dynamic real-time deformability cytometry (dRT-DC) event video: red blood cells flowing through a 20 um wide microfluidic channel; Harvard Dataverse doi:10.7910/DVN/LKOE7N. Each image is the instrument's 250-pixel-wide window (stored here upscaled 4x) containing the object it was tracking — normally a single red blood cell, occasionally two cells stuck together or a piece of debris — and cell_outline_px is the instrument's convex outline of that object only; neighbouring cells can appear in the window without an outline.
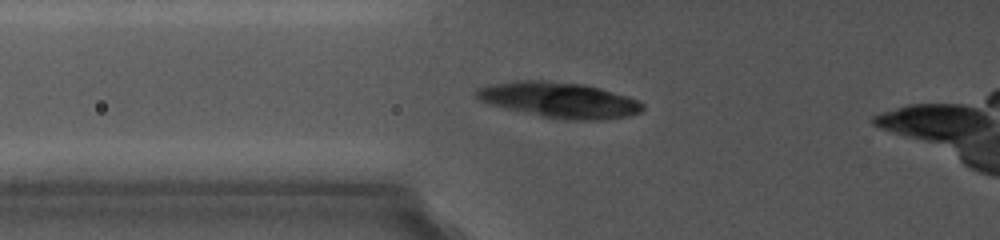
{"species": "common noctule bat (a hibernating species)", "species_latin": "Nyctalus noctula", "temperature_condition": "cold", "stored_images_in_passage": 5, "camera_frame_rate_fps": 5000, "um_per_image_px": 0.085, "animal": {"sex": "female", "body_mass_g": 19.0, "forearm_length_mm": 56.7}, "frame": {"image": 1, "passage_image": 5, "time_ms": 3.6, "image_size_px": [1000, 240], "cell_outline_px": [[644, 108], [640, 112], [628, 116], [600, 120], [580, 120], [544, 116], [496, 104], [484, 100], [476, 96], [476, 92], [480, 88], [500, 84], [524, 80], [544, 80], [584, 84], [600, 88], [628, 96], [644, 104]], "centroid_in_image_um": [47.72, 8.49], "position_along_channel_um": 78.1, "area_um2": 33.0}}